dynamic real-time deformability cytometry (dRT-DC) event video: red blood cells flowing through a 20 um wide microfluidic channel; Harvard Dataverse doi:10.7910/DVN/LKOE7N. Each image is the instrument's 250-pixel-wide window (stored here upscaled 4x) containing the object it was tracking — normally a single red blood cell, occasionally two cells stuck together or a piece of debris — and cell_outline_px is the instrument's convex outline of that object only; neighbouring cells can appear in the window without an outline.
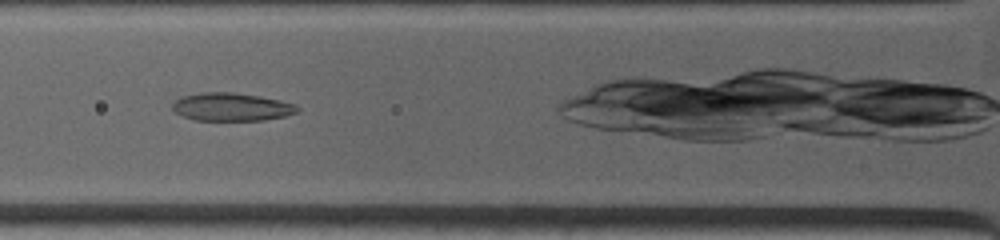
{"species": "common noctule bat (a hibernating species)", "species_latin": "Nyctalus noctula", "temperature_condition": "warm", "stored_images_in_passage": 6, "camera_frame_rate_fps": 4500, "um_per_image_px": 0.085, "animal": {"sex": "female", "body_mass_g": 19.0, "forearm_length_mm": 53.3}, "frame": {"image": 1, "passage_image": 3, "time_ms": 1.556, "image_size_px": [1000, 240], "cell_outline_px": [[300, 108], [296, 112], [284, 116], [264, 120], [192, 120], [176, 112], [172, 108], [172, 104], [180, 96], [200, 92], [236, 92], [260, 96], [280, 100], [296, 104]], "centroid_in_image_um": [19.67, 9.07], "position_along_channel_um": 106.1, "area_um2": 20.52}}
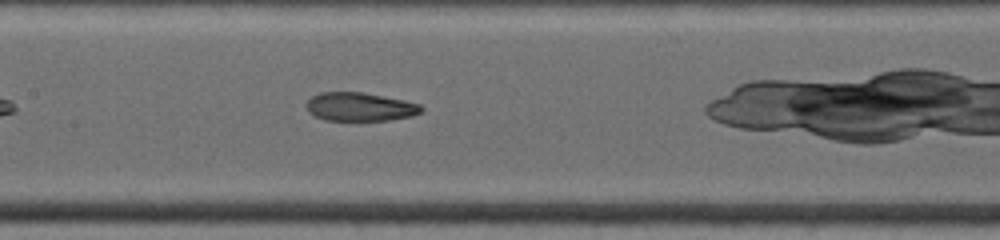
{"frame": {"image": 2, "passage_image": 6, "time_ms": 3.333, "image_size_px": [1000, 240], "cell_outline_px": [[424, 112], [412, 116], [388, 120], [324, 120], [308, 112], [304, 104], [312, 96], [320, 92], [364, 92], [404, 100], [420, 104], [424, 108]], "centroid_in_image_um": [30.6, 9.07], "position_along_channel_um": 176.8, "area_um2": 19.31}}